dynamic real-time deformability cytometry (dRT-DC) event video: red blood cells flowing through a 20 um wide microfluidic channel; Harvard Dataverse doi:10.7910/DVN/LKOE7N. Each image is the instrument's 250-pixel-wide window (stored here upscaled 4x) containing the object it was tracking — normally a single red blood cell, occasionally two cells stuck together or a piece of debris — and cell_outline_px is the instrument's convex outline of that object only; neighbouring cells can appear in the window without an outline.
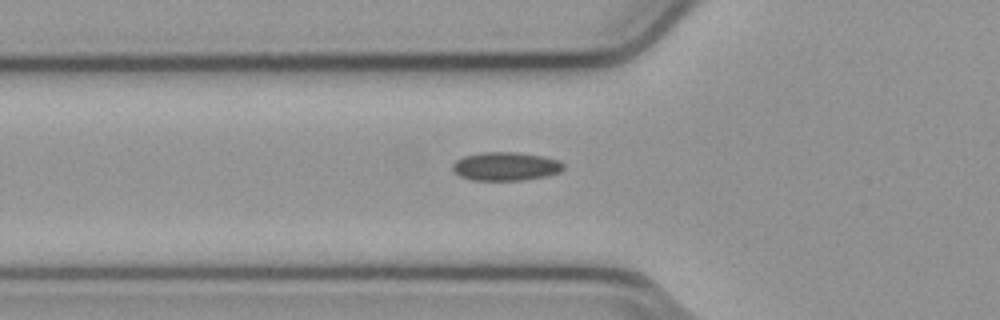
{"species": "common noctule bat (a hibernating species)", "species_latin": "Nyctalus noctula", "temperature_condition": "cold", "stored_images_in_passage": 36, "camera_frame_rate_fps": 3000, "um_per_image_px": 0.085, "animal": {"sex": "male", "body_mass_g": 23.1, "forearm_length_mm": 52.7}, "frame": {"image": 1, "passage_image": 2, "time_ms": 0.333, "image_size_px": [1000, 320], "cell_outline_px": [[564, 168], [560, 172], [548, 176], [524, 180], [472, 180], [460, 176], [452, 168], [452, 164], [456, 160], [464, 156], [484, 152], [516, 152], [544, 156], [560, 160], [564, 164]], "centroid_in_image_um": [43.03, 14.14], "position_along_channel_um": 82.8, "area_um2": 18.55}}
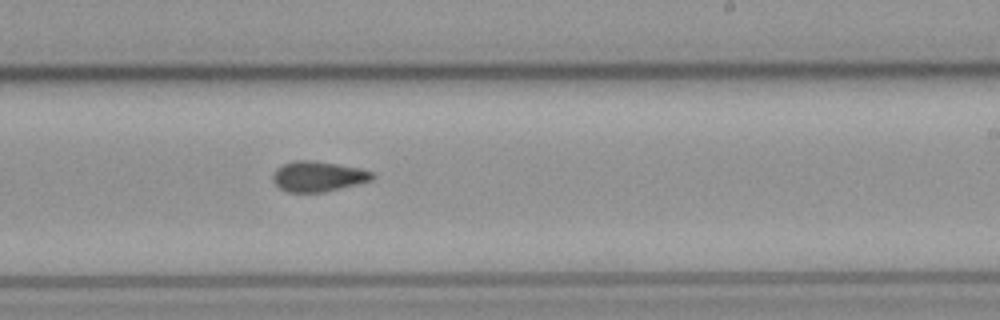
{"frame": {"image": 2, "passage_image": 16, "time_ms": 5.0, "image_size_px": [1000, 320], "cell_outline_px": [[376, 176], [372, 180], [324, 192], [288, 192], [280, 188], [272, 180], [272, 176], [276, 168], [284, 164], [296, 160], [308, 160], [336, 164], [360, 168], [372, 172]], "centroid_in_image_um": [27.03, 15.0], "position_along_channel_um": 262.0, "area_um2": 17.4}}
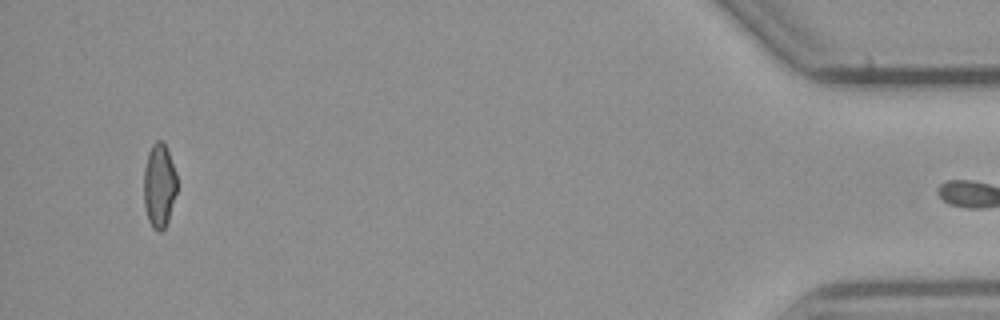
{"frame": {"image": 3, "passage_image": 35, "time_ms": 11.333, "image_size_px": [1000, 320], "cell_outline_px": [[176, 192], [168, 220], [164, 228], [160, 232], [152, 228], [148, 220], [144, 204], [144, 168], [148, 152], [152, 144], [156, 140], [160, 140], [164, 144], [168, 152], [176, 172]], "centroid_in_image_um": [13.52, 15.77], "position_along_channel_um": 421.7, "area_um2": 16.13}}